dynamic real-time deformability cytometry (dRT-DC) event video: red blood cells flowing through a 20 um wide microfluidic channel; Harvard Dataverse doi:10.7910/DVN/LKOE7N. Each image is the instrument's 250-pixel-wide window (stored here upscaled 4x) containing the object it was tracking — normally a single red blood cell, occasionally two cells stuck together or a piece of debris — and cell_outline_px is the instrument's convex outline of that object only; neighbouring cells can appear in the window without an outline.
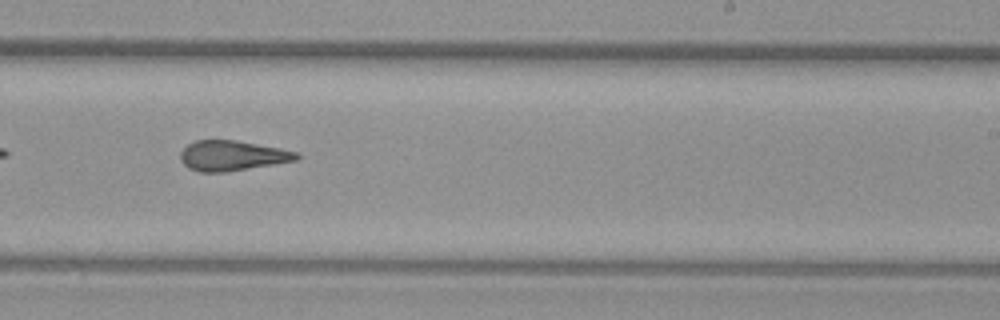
{"species": "common noctule bat (a hibernating species)", "species_latin": "Nyctalus noctula", "temperature_condition": "warm", "stored_images_in_passage": 35, "camera_frame_rate_fps": 3000, "um_per_image_px": 0.085, "animal": {"sex": "female", "body_mass_g": 29.2, "forearm_length_mm": 56.3}, "frame": {"image": 1, "passage_image": 16, "time_ms": 5.0, "image_size_px": [1000, 320], "cell_outline_px": [[300, 156], [296, 160], [228, 172], [200, 172], [188, 168], [180, 160], [180, 152], [188, 144], [196, 140], [236, 140], [280, 148], [300, 152]], "centroid_in_image_um": [19.73, 13.23], "position_along_channel_um": 269.3, "area_um2": 20.46}, "authors_computed_cell_mechanics": {"area_um2": 20.9814, "velocity_mm_per_s": 4.0592, "shape_relaxation_time_tau1_ms": null, "shape_relaxation_time_tau2_ms": 2.5366, "deformation_change_tau1": null, "deformation_change_tau2": 0.1421}}